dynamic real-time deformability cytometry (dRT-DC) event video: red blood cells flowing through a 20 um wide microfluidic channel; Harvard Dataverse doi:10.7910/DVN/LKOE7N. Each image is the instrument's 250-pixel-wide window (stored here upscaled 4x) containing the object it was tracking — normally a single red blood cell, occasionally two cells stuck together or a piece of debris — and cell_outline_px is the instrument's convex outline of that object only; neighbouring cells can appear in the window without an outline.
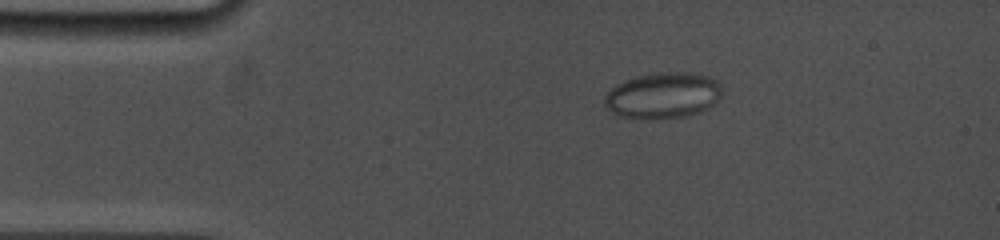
{"species": "common noctule bat (a hibernating species)", "species_latin": "Nyctalus noctula", "temperature_condition": "cold", "stored_images_in_passage": 7, "camera_frame_rate_fps": 5000, "um_per_image_px": 0.085, "animal": {"sex": "female", "body_mass_g": 19.0, "forearm_length_mm": 53.3}, "frame": {"image": 1, "passage_image": 7, "time_ms": 4.4, "image_size_px": [1000, 240], "cell_outline_px": [[720, 96], [716, 104], [700, 112], [684, 116], [620, 116], [612, 112], [604, 104], [604, 96], [616, 84], [624, 80], [636, 76], [660, 72], [688, 72], [708, 76], [720, 80]], "centroid_in_image_um": [56.39, 8.06], "position_along_channel_um": 28.6, "area_um2": 30.87}}